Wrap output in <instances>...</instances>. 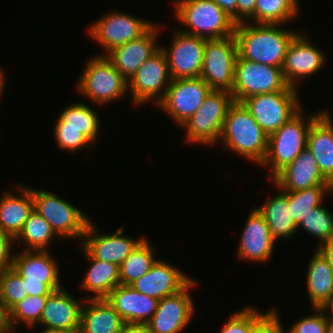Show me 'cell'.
Listing matches in <instances>:
<instances>
[{
    "label": "cell",
    "mask_w": 333,
    "mask_h": 333,
    "mask_svg": "<svg viewBox=\"0 0 333 333\" xmlns=\"http://www.w3.org/2000/svg\"><path fill=\"white\" fill-rule=\"evenodd\" d=\"M281 28L282 24L254 23L253 25L251 22L236 24L234 36L238 56L282 68L288 46L299 31Z\"/></svg>",
    "instance_id": "6da1fadb"
},
{
    "label": "cell",
    "mask_w": 333,
    "mask_h": 333,
    "mask_svg": "<svg viewBox=\"0 0 333 333\" xmlns=\"http://www.w3.org/2000/svg\"><path fill=\"white\" fill-rule=\"evenodd\" d=\"M219 143L261 165L267 153L268 136L243 103L234 101L227 111Z\"/></svg>",
    "instance_id": "7a4b0ae2"
},
{
    "label": "cell",
    "mask_w": 333,
    "mask_h": 333,
    "mask_svg": "<svg viewBox=\"0 0 333 333\" xmlns=\"http://www.w3.org/2000/svg\"><path fill=\"white\" fill-rule=\"evenodd\" d=\"M175 15L187 27L179 30L205 39L234 35L236 23L213 0H175Z\"/></svg>",
    "instance_id": "3957f363"
},
{
    "label": "cell",
    "mask_w": 333,
    "mask_h": 333,
    "mask_svg": "<svg viewBox=\"0 0 333 333\" xmlns=\"http://www.w3.org/2000/svg\"><path fill=\"white\" fill-rule=\"evenodd\" d=\"M318 111L305 120L304 108L268 136V147L264 161L260 166L271 170L272 180L282 169L289 165L304 149L307 148V138L312 122L323 112ZM304 117V118H303ZM305 121V122H304ZM306 123V124H305Z\"/></svg>",
    "instance_id": "277c9868"
},
{
    "label": "cell",
    "mask_w": 333,
    "mask_h": 333,
    "mask_svg": "<svg viewBox=\"0 0 333 333\" xmlns=\"http://www.w3.org/2000/svg\"><path fill=\"white\" fill-rule=\"evenodd\" d=\"M234 102L231 92L212 90L202 106L181 126L190 144L214 146L218 143L227 111Z\"/></svg>",
    "instance_id": "5b68a950"
},
{
    "label": "cell",
    "mask_w": 333,
    "mask_h": 333,
    "mask_svg": "<svg viewBox=\"0 0 333 333\" xmlns=\"http://www.w3.org/2000/svg\"><path fill=\"white\" fill-rule=\"evenodd\" d=\"M80 76L78 91L98 105L119 100L128 92L127 80L105 55L91 56Z\"/></svg>",
    "instance_id": "8992f818"
},
{
    "label": "cell",
    "mask_w": 333,
    "mask_h": 333,
    "mask_svg": "<svg viewBox=\"0 0 333 333\" xmlns=\"http://www.w3.org/2000/svg\"><path fill=\"white\" fill-rule=\"evenodd\" d=\"M29 188L34 210L50 224L59 238L82 240L91 219L81 209L53 192Z\"/></svg>",
    "instance_id": "52a82bcc"
},
{
    "label": "cell",
    "mask_w": 333,
    "mask_h": 333,
    "mask_svg": "<svg viewBox=\"0 0 333 333\" xmlns=\"http://www.w3.org/2000/svg\"><path fill=\"white\" fill-rule=\"evenodd\" d=\"M21 251L13 252L12 268L23 278L27 295L48 296L52 291L62 288L59 264L51 252Z\"/></svg>",
    "instance_id": "ba28073f"
},
{
    "label": "cell",
    "mask_w": 333,
    "mask_h": 333,
    "mask_svg": "<svg viewBox=\"0 0 333 333\" xmlns=\"http://www.w3.org/2000/svg\"><path fill=\"white\" fill-rule=\"evenodd\" d=\"M276 91H298L288 86L282 68L265 65L241 57L235 63L234 85L231 91L234 101L242 102L256 94Z\"/></svg>",
    "instance_id": "9c48e42d"
},
{
    "label": "cell",
    "mask_w": 333,
    "mask_h": 333,
    "mask_svg": "<svg viewBox=\"0 0 333 333\" xmlns=\"http://www.w3.org/2000/svg\"><path fill=\"white\" fill-rule=\"evenodd\" d=\"M298 99V91H276L247 97L242 103L269 136L303 108Z\"/></svg>",
    "instance_id": "30bf717a"
},
{
    "label": "cell",
    "mask_w": 333,
    "mask_h": 333,
    "mask_svg": "<svg viewBox=\"0 0 333 333\" xmlns=\"http://www.w3.org/2000/svg\"><path fill=\"white\" fill-rule=\"evenodd\" d=\"M237 57V42L234 35L221 39H206L200 77L212 90L231 92Z\"/></svg>",
    "instance_id": "8fae6325"
},
{
    "label": "cell",
    "mask_w": 333,
    "mask_h": 333,
    "mask_svg": "<svg viewBox=\"0 0 333 333\" xmlns=\"http://www.w3.org/2000/svg\"><path fill=\"white\" fill-rule=\"evenodd\" d=\"M171 77L167 57L160 47L127 81L128 92L136 106L158 104L165 96Z\"/></svg>",
    "instance_id": "7c38bea8"
},
{
    "label": "cell",
    "mask_w": 333,
    "mask_h": 333,
    "mask_svg": "<svg viewBox=\"0 0 333 333\" xmlns=\"http://www.w3.org/2000/svg\"><path fill=\"white\" fill-rule=\"evenodd\" d=\"M211 91L201 77L171 79L157 107L181 127L202 106Z\"/></svg>",
    "instance_id": "4fadbf2b"
},
{
    "label": "cell",
    "mask_w": 333,
    "mask_h": 333,
    "mask_svg": "<svg viewBox=\"0 0 333 333\" xmlns=\"http://www.w3.org/2000/svg\"><path fill=\"white\" fill-rule=\"evenodd\" d=\"M151 21L124 12H111L89 26V34L103 48L105 55L116 46L139 38L152 25Z\"/></svg>",
    "instance_id": "5bb4252c"
},
{
    "label": "cell",
    "mask_w": 333,
    "mask_h": 333,
    "mask_svg": "<svg viewBox=\"0 0 333 333\" xmlns=\"http://www.w3.org/2000/svg\"><path fill=\"white\" fill-rule=\"evenodd\" d=\"M169 47L164 51L171 79L200 77L205 49V38L175 30Z\"/></svg>",
    "instance_id": "9a60e30c"
},
{
    "label": "cell",
    "mask_w": 333,
    "mask_h": 333,
    "mask_svg": "<svg viewBox=\"0 0 333 333\" xmlns=\"http://www.w3.org/2000/svg\"><path fill=\"white\" fill-rule=\"evenodd\" d=\"M196 285L192 279L179 292L159 300L157 311L147 322L152 333H181L189 325L195 313V304L189 291Z\"/></svg>",
    "instance_id": "2e32d148"
},
{
    "label": "cell",
    "mask_w": 333,
    "mask_h": 333,
    "mask_svg": "<svg viewBox=\"0 0 333 333\" xmlns=\"http://www.w3.org/2000/svg\"><path fill=\"white\" fill-rule=\"evenodd\" d=\"M123 226L113 234H98V229L90 220L79 246L91 257L120 266L130 253L145 238L123 236Z\"/></svg>",
    "instance_id": "e0dca14e"
},
{
    "label": "cell",
    "mask_w": 333,
    "mask_h": 333,
    "mask_svg": "<svg viewBox=\"0 0 333 333\" xmlns=\"http://www.w3.org/2000/svg\"><path fill=\"white\" fill-rule=\"evenodd\" d=\"M307 35L299 32L288 46L282 65L283 77L288 86L297 88L299 79L312 76L324 66L325 53L311 44Z\"/></svg>",
    "instance_id": "ac0fdd59"
},
{
    "label": "cell",
    "mask_w": 333,
    "mask_h": 333,
    "mask_svg": "<svg viewBox=\"0 0 333 333\" xmlns=\"http://www.w3.org/2000/svg\"><path fill=\"white\" fill-rule=\"evenodd\" d=\"M159 28V25L153 24L139 38L116 46L106 53V58L127 81L160 48L157 44Z\"/></svg>",
    "instance_id": "d6986e66"
},
{
    "label": "cell",
    "mask_w": 333,
    "mask_h": 333,
    "mask_svg": "<svg viewBox=\"0 0 333 333\" xmlns=\"http://www.w3.org/2000/svg\"><path fill=\"white\" fill-rule=\"evenodd\" d=\"M243 227L236 249L238 258L241 261L267 263L273 255L275 240L264 217L255 207L250 211Z\"/></svg>",
    "instance_id": "ffe728a7"
},
{
    "label": "cell",
    "mask_w": 333,
    "mask_h": 333,
    "mask_svg": "<svg viewBox=\"0 0 333 333\" xmlns=\"http://www.w3.org/2000/svg\"><path fill=\"white\" fill-rule=\"evenodd\" d=\"M192 279L163 259H158L146 274L129 286L139 293L161 300L182 290Z\"/></svg>",
    "instance_id": "44dd1931"
},
{
    "label": "cell",
    "mask_w": 333,
    "mask_h": 333,
    "mask_svg": "<svg viewBox=\"0 0 333 333\" xmlns=\"http://www.w3.org/2000/svg\"><path fill=\"white\" fill-rule=\"evenodd\" d=\"M272 183L283 191H298L314 186H328V180L319 170L316 158L306 148L282 169Z\"/></svg>",
    "instance_id": "7402d4cb"
},
{
    "label": "cell",
    "mask_w": 333,
    "mask_h": 333,
    "mask_svg": "<svg viewBox=\"0 0 333 333\" xmlns=\"http://www.w3.org/2000/svg\"><path fill=\"white\" fill-rule=\"evenodd\" d=\"M83 303L64 288L52 291L38 324L44 325V330H79Z\"/></svg>",
    "instance_id": "603a6c76"
},
{
    "label": "cell",
    "mask_w": 333,
    "mask_h": 333,
    "mask_svg": "<svg viewBox=\"0 0 333 333\" xmlns=\"http://www.w3.org/2000/svg\"><path fill=\"white\" fill-rule=\"evenodd\" d=\"M106 300L114 307L125 323H147L157 311L158 299H154L129 285L119 284Z\"/></svg>",
    "instance_id": "cb8c5ba5"
},
{
    "label": "cell",
    "mask_w": 333,
    "mask_h": 333,
    "mask_svg": "<svg viewBox=\"0 0 333 333\" xmlns=\"http://www.w3.org/2000/svg\"><path fill=\"white\" fill-rule=\"evenodd\" d=\"M328 112L324 110L312 122L307 138V149L327 180L333 176V117Z\"/></svg>",
    "instance_id": "d4e9b609"
},
{
    "label": "cell",
    "mask_w": 333,
    "mask_h": 333,
    "mask_svg": "<svg viewBox=\"0 0 333 333\" xmlns=\"http://www.w3.org/2000/svg\"><path fill=\"white\" fill-rule=\"evenodd\" d=\"M19 194L5 191L0 197V227L14 240L21 232L25 221L34 209L32 191L27 186H18Z\"/></svg>",
    "instance_id": "484cf974"
},
{
    "label": "cell",
    "mask_w": 333,
    "mask_h": 333,
    "mask_svg": "<svg viewBox=\"0 0 333 333\" xmlns=\"http://www.w3.org/2000/svg\"><path fill=\"white\" fill-rule=\"evenodd\" d=\"M80 314V333H120L124 320L106 299H85Z\"/></svg>",
    "instance_id": "4316f807"
},
{
    "label": "cell",
    "mask_w": 333,
    "mask_h": 333,
    "mask_svg": "<svg viewBox=\"0 0 333 333\" xmlns=\"http://www.w3.org/2000/svg\"><path fill=\"white\" fill-rule=\"evenodd\" d=\"M306 274L311 308H323L333 295V268L316 248Z\"/></svg>",
    "instance_id": "83f0119b"
},
{
    "label": "cell",
    "mask_w": 333,
    "mask_h": 333,
    "mask_svg": "<svg viewBox=\"0 0 333 333\" xmlns=\"http://www.w3.org/2000/svg\"><path fill=\"white\" fill-rule=\"evenodd\" d=\"M276 188L281 192L269 198L262 206L255 207L267 222L275 241L281 238L290 239L299 231L291 218L288 191H283L277 186Z\"/></svg>",
    "instance_id": "f1b7e54d"
},
{
    "label": "cell",
    "mask_w": 333,
    "mask_h": 333,
    "mask_svg": "<svg viewBox=\"0 0 333 333\" xmlns=\"http://www.w3.org/2000/svg\"><path fill=\"white\" fill-rule=\"evenodd\" d=\"M90 266L81 280L80 288L93 295L90 299H106L119 284V266L91 257L84 249Z\"/></svg>",
    "instance_id": "f546056e"
},
{
    "label": "cell",
    "mask_w": 333,
    "mask_h": 333,
    "mask_svg": "<svg viewBox=\"0 0 333 333\" xmlns=\"http://www.w3.org/2000/svg\"><path fill=\"white\" fill-rule=\"evenodd\" d=\"M93 108L86 103L75 102L59 113L54 128H73L87 137L93 144L98 141L100 119Z\"/></svg>",
    "instance_id": "4dcf8cb0"
},
{
    "label": "cell",
    "mask_w": 333,
    "mask_h": 333,
    "mask_svg": "<svg viewBox=\"0 0 333 333\" xmlns=\"http://www.w3.org/2000/svg\"><path fill=\"white\" fill-rule=\"evenodd\" d=\"M57 236L50 224L33 209L14 243L18 241L19 246L24 243L22 250L48 251L51 241Z\"/></svg>",
    "instance_id": "1f68e13d"
},
{
    "label": "cell",
    "mask_w": 333,
    "mask_h": 333,
    "mask_svg": "<svg viewBox=\"0 0 333 333\" xmlns=\"http://www.w3.org/2000/svg\"><path fill=\"white\" fill-rule=\"evenodd\" d=\"M155 250L145 237L119 266L120 284L130 285L146 274L158 260Z\"/></svg>",
    "instance_id": "d6a6232c"
},
{
    "label": "cell",
    "mask_w": 333,
    "mask_h": 333,
    "mask_svg": "<svg viewBox=\"0 0 333 333\" xmlns=\"http://www.w3.org/2000/svg\"><path fill=\"white\" fill-rule=\"evenodd\" d=\"M299 4L298 0H256L255 23L285 26L300 14Z\"/></svg>",
    "instance_id": "836d02e7"
},
{
    "label": "cell",
    "mask_w": 333,
    "mask_h": 333,
    "mask_svg": "<svg viewBox=\"0 0 333 333\" xmlns=\"http://www.w3.org/2000/svg\"><path fill=\"white\" fill-rule=\"evenodd\" d=\"M325 192L326 194L330 193L328 186H314L304 190L288 191L291 218L296 225L304 220L312 208L322 205L323 199L326 198Z\"/></svg>",
    "instance_id": "e575fe53"
},
{
    "label": "cell",
    "mask_w": 333,
    "mask_h": 333,
    "mask_svg": "<svg viewBox=\"0 0 333 333\" xmlns=\"http://www.w3.org/2000/svg\"><path fill=\"white\" fill-rule=\"evenodd\" d=\"M302 229L320 241L318 246L333 239V214L324 206L311 209V212L301 220L297 229Z\"/></svg>",
    "instance_id": "d590c367"
},
{
    "label": "cell",
    "mask_w": 333,
    "mask_h": 333,
    "mask_svg": "<svg viewBox=\"0 0 333 333\" xmlns=\"http://www.w3.org/2000/svg\"><path fill=\"white\" fill-rule=\"evenodd\" d=\"M48 296L27 295L22 301L14 305L10 311L11 326L18 327L19 321L29 328L35 327L40 322Z\"/></svg>",
    "instance_id": "8d00e7d4"
},
{
    "label": "cell",
    "mask_w": 333,
    "mask_h": 333,
    "mask_svg": "<svg viewBox=\"0 0 333 333\" xmlns=\"http://www.w3.org/2000/svg\"><path fill=\"white\" fill-rule=\"evenodd\" d=\"M26 296L23 278L12 267L0 271V299L9 310Z\"/></svg>",
    "instance_id": "74e56055"
},
{
    "label": "cell",
    "mask_w": 333,
    "mask_h": 333,
    "mask_svg": "<svg viewBox=\"0 0 333 333\" xmlns=\"http://www.w3.org/2000/svg\"><path fill=\"white\" fill-rule=\"evenodd\" d=\"M253 307L245 306L233 313L220 333H252L253 325L265 314L257 310L255 306Z\"/></svg>",
    "instance_id": "f35d334b"
},
{
    "label": "cell",
    "mask_w": 333,
    "mask_h": 333,
    "mask_svg": "<svg viewBox=\"0 0 333 333\" xmlns=\"http://www.w3.org/2000/svg\"><path fill=\"white\" fill-rule=\"evenodd\" d=\"M312 315H307L297 320L287 333H326L328 316L323 308H312Z\"/></svg>",
    "instance_id": "ab89813d"
},
{
    "label": "cell",
    "mask_w": 333,
    "mask_h": 333,
    "mask_svg": "<svg viewBox=\"0 0 333 333\" xmlns=\"http://www.w3.org/2000/svg\"><path fill=\"white\" fill-rule=\"evenodd\" d=\"M53 132L57 146L72 153L77 152V149L87 148L88 145H94L79 129L54 128Z\"/></svg>",
    "instance_id": "60d3db41"
},
{
    "label": "cell",
    "mask_w": 333,
    "mask_h": 333,
    "mask_svg": "<svg viewBox=\"0 0 333 333\" xmlns=\"http://www.w3.org/2000/svg\"><path fill=\"white\" fill-rule=\"evenodd\" d=\"M278 311L270 309L253 325L252 333H287L279 317Z\"/></svg>",
    "instance_id": "b9f144b4"
},
{
    "label": "cell",
    "mask_w": 333,
    "mask_h": 333,
    "mask_svg": "<svg viewBox=\"0 0 333 333\" xmlns=\"http://www.w3.org/2000/svg\"><path fill=\"white\" fill-rule=\"evenodd\" d=\"M12 243L14 240L0 227V271L12 267Z\"/></svg>",
    "instance_id": "7bdbcfd3"
},
{
    "label": "cell",
    "mask_w": 333,
    "mask_h": 333,
    "mask_svg": "<svg viewBox=\"0 0 333 333\" xmlns=\"http://www.w3.org/2000/svg\"><path fill=\"white\" fill-rule=\"evenodd\" d=\"M255 4L256 0H237V24L255 23Z\"/></svg>",
    "instance_id": "ee69618b"
},
{
    "label": "cell",
    "mask_w": 333,
    "mask_h": 333,
    "mask_svg": "<svg viewBox=\"0 0 333 333\" xmlns=\"http://www.w3.org/2000/svg\"><path fill=\"white\" fill-rule=\"evenodd\" d=\"M237 24V0H213Z\"/></svg>",
    "instance_id": "f6af8a7d"
},
{
    "label": "cell",
    "mask_w": 333,
    "mask_h": 333,
    "mask_svg": "<svg viewBox=\"0 0 333 333\" xmlns=\"http://www.w3.org/2000/svg\"><path fill=\"white\" fill-rule=\"evenodd\" d=\"M120 333H152L147 323H124Z\"/></svg>",
    "instance_id": "bcb514c9"
},
{
    "label": "cell",
    "mask_w": 333,
    "mask_h": 333,
    "mask_svg": "<svg viewBox=\"0 0 333 333\" xmlns=\"http://www.w3.org/2000/svg\"><path fill=\"white\" fill-rule=\"evenodd\" d=\"M10 311L0 299V332L11 328Z\"/></svg>",
    "instance_id": "7dc6e473"
},
{
    "label": "cell",
    "mask_w": 333,
    "mask_h": 333,
    "mask_svg": "<svg viewBox=\"0 0 333 333\" xmlns=\"http://www.w3.org/2000/svg\"><path fill=\"white\" fill-rule=\"evenodd\" d=\"M316 248L321 252V254L326 258L328 263L333 268V239L328 242H325Z\"/></svg>",
    "instance_id": "c3c4849f"
},
{
    "label": "cell",
    "mask_w": 333,
    "mask_h": 333,
    "mask_svg": "<svg viewBox=\"0 0 333 333\" xmlns=\"http://www.w3.org/2000/svg\"><path fill=\"white\" fill-rule=\"evenodd\" d=\"M324 311L328 313V318H333V295L330 298V300L324 305L323 307Z\"/></svg>",
    "instance_id": "681fc988"
},
{
    "label": "cell",
    "mask_w": 333,
    "mask_h": 333,
    "mask_svg": "<svg viewBox=\"0 0 333 333\" xmlns=\"http://www.w3.org/2000/svg\"><path fill=\"white\" fill-rule=\"evenodd\" d=\"M39 333H80V330H42Z\"/></svg>",
    "instance_id": "f907efd6"
},
{
    "label": "cell",
    "mask_w": 333,
    "mask_h": 333,
    "mask_svg": "<svg viewBox=\"0 0 333 333\" xmlns=\"http://www.w3.org/2000/svg\"><path fill=\"white\" fill-rule=\"evenodd\" d=\"M2 67L0 68V97L2 96L5 87V78Z\"/></svg>",
    "instance_id": "816d5d0a"
},
{
    "label": "cell",
    "mask_w": 333,
    "mask_h": 333,
    "mask_svg": "<svg viewBox=\"0 0 333 333\" xmlns=\"http://www.w3.org/2000/svg\"><path fill=\"white\" fill-rule=\"evenodd\" d=\"M326 333H333V318H328Z\"/></svg>",
    "instance_id": "f5cc1de1"
},
{
    "label": "cell",
    "mask_w": 333,
    "mask_h": 333,
    "mask_svg": "<svg viewBox=\"0 0 333 333\" xmlns=\"http://www.w3.org/2000/svg\"><path fill=\"white\" fill-rule=\"evenodd\" d=\"M328 187H329V191L330 194H333V176L328 180Z\"/></svg>",
    "instance_id": "db71d44e"
},
{
    "label": "cell",
    "mask_w": 333,
    "mask_h": 333,
    "mask_svg": "<svg viewBox=\"0 0 333 333\" xmlns=\"http://www.w3.org/2000/svg\"><path fill=\"white\" fill-rule=\"evenodd\" d=\"M14 329H15L14 327H11V328H9V329H7V330H5V331H2V332H0V333H12V332L15 331Z\"/></svg>",
    "instance_id": "11a10c76"
}]
</instances>
